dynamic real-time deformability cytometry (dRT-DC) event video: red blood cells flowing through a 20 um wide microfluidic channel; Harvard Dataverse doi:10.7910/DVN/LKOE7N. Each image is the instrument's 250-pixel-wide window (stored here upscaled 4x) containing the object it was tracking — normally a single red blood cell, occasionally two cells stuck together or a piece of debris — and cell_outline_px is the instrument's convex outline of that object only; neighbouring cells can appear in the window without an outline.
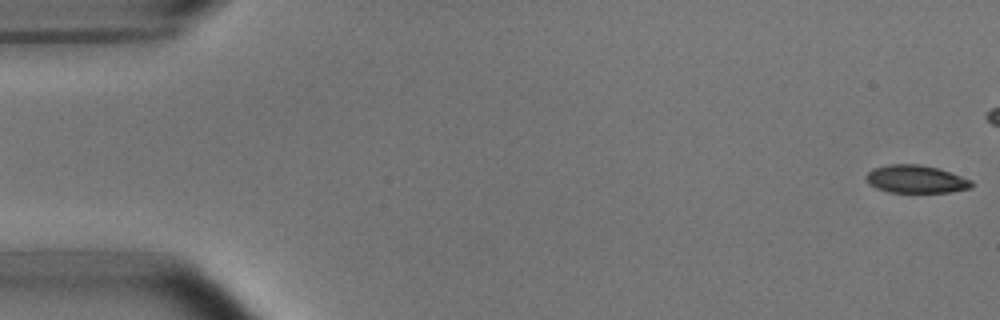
{"species": "common noctule bat (a hibernating species)", "species_latin": "Nyctalus noctula", "temperature_condition": "room temperature", "stored_images_in_passage": 43, "camera_frame_rate_fps": 3000, "um_per_image_px": 0.085, "animal": {"sex": "male", "body_mass_g": 15.6}, "frame": {"image": 1, "passage_image": 1, "time_ms": 0.0, "image_size_px": [1000, 320], "cell_outline_px": [[972, 188], [948, 192], [888, 192], [876, 188], [868, 184], [864, 176], [872, 168], [892, 164], [920, 164], [936, 168], [972, 180]], "centroid_in_image_um": [77.8, 15.23], "position_along_channel_um": 7.2, "area_um2": 17.05}}
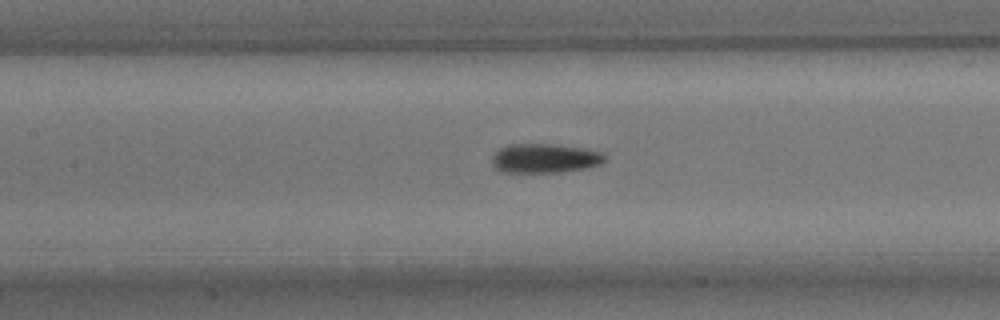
{"frame": {"image": 2, "passage_image": 24, "time_ms": 7.667, "image_size_px": [1000, 320], "cell_outline_px": [[604, 160], [600, 164], [584, 168], [560, 172], [500, 172], [492, 164], [492, 156], [500, 148], [508, 144], [552, 144], [584, 148], [600, 152], [604, 156]], "centroid_in_image_um": [46.25, 13.45], "position_along_channel_um": 161.1, "area_um2": 19.07}}
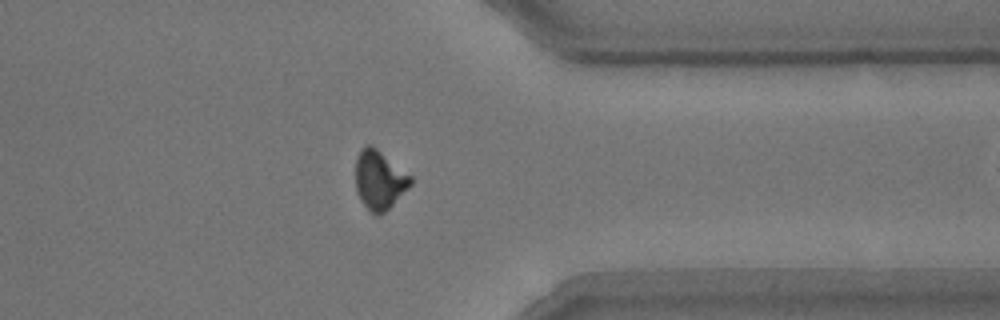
{"frame": {"image": 3, "passage_image": 42, "time_ms": 13.667, "image_size_px": [1000, 320], "cell_outline_px": [[412, 184], [380, 216], [376, 216], [368, 212], [360, 200], [356, 192], [356, 160], [364, 144], [372, 144], [412, 176]], "centroid_in_image_um": [32.23, 15.3], "position_along_channel_um": 379.2, "area_um2": 19.07}}